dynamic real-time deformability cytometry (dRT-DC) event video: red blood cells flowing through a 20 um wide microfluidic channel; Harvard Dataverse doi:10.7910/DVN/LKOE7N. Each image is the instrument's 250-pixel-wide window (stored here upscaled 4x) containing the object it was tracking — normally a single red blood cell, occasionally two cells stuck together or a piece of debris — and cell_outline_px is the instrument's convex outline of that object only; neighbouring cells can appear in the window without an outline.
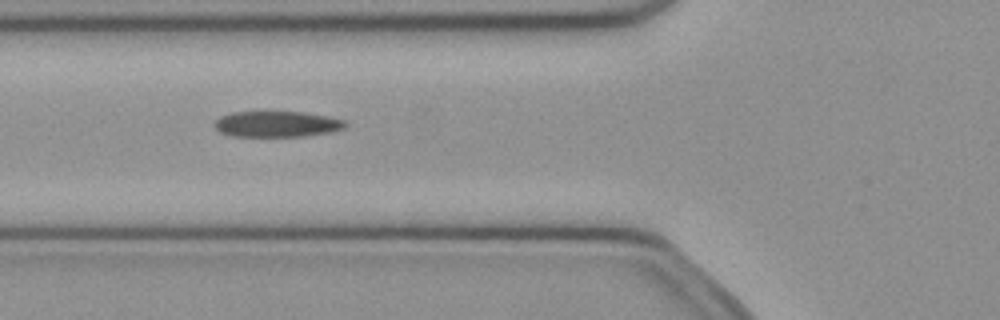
{"species": "common noctule bat (a hibernating species)", "species_latin": "Nyctalus noctula", "temperature_condition": "cold", "stored_images_in_passage": 47, "camera_frame_rate_fps": 3000, "um_per_image_px": 0.085, "animal": {"sex": "female", "body_mass_g": 21.9}, "frame": {"image": 1, "passage_image": 15, "time_ms": 4.667, "image_size_px": [1000, 320], "cell_outline_px": [[348, 124], [344, 128], [328, 132], [304, 136], [232, 136], [220, 132], [216, 128], [216, 120], [220, 116], [232, 112], [264, 108], [304, 112], [328, 116], [344, 120]], "centroid_in_image_um": [23.5, 10.48], "position_along_channel_um": 102.3, "area_um2": 20.58}}
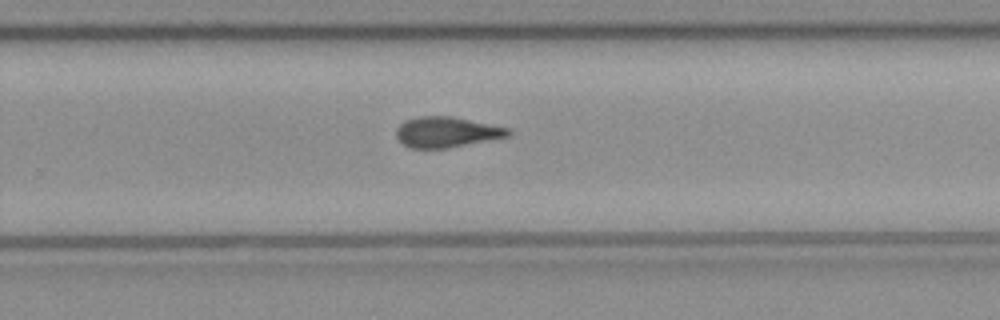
{"frame": {"image": 2, "passage_image": 29, "time_ms": 9.333, "image_size_px": [1000, 320], "cell_outline_px": [[512, 132], [508, 136], [448, 148], [408, 148], [396, 136], [396, 128], [400, 124], [408, 120], [420, 116], [452, 116], [508, 128]], "centroid_in_image_um": [37.94, 11.23], "position_along_channel_um": 291.9, "area_um2": 19.65}}
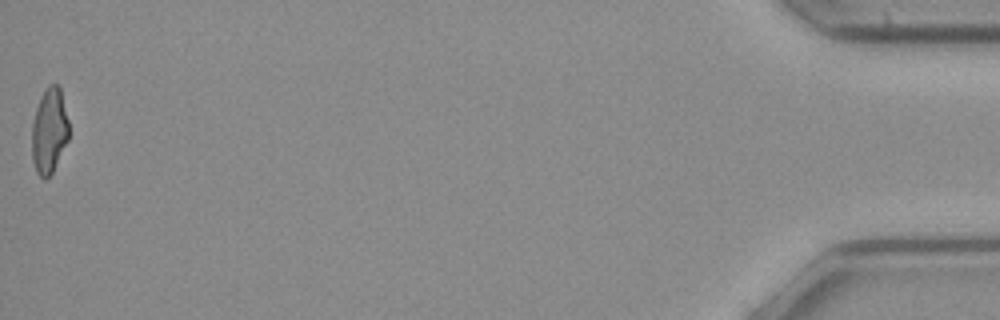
{"frame": {"image": 3, "passage_image": 47, "time_ms": 15.333, "image_size_px": [1000, 320], "cell_outline_px": [[68, 140], [52, 172], [44, 180], [36, 172], [32, 160], [32, 124], [36, 108], [44, 88], [48, 84], [56, 84], [60, 88], [68, 120]], "centroid_in_image_um": [4.17, 11.11], "position_along_channel_um": 431.0, "area_um2": 18.32}, "authors_computed_cell_mechanics": {"area_um2": 19.7676, "velocity_mm_per_s": 4.0508, "shape_relaxation_time_tau1_ms": null, "shape_relaxation_time_tau2_ms": 4.8429, "deformation_change_tau1": null, "deformation_change_tau2": 0.1396}}